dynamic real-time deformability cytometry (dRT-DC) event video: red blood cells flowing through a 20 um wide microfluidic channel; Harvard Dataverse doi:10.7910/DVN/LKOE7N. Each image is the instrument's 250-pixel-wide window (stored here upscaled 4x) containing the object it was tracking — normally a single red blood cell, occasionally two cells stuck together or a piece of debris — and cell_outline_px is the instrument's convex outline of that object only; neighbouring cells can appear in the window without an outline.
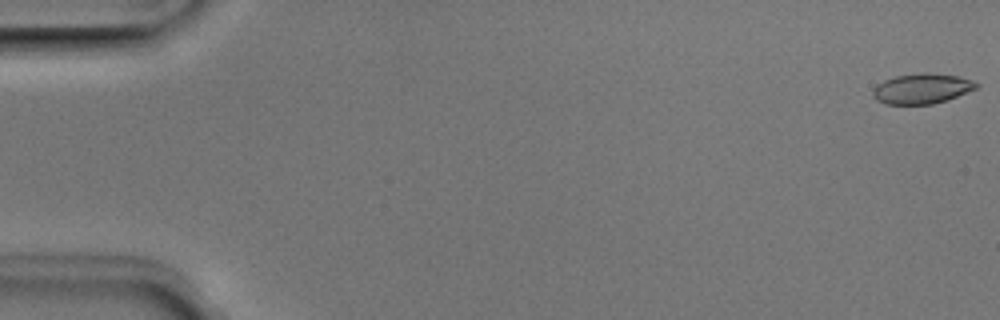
{"species": "Egyptian fruit bat (a non-hibernating species)", "species_latin": "Rousettus aegyptiacus", "temperature_condition": "room temperature", "stored_images_in_passage": 51, "camera_frame_rate_fps": 3000, "um_per_image_px": 0.085, "animal": {"sex": "male"}, "frame": {"image": 1, "passage_image": 1, "time_ms": 0.0, "image_size_px": [1000, 320], "cell_outline_px": [[980, 88], [948, 100], [932, 104], [884, 104], [876, 100], [872, 96], [872, 92], [884, 80], [896, 76], [920, 72], [928, 72], [960, 76], [972, 80], [980, 84]], "centroid_in_image_um": [78.44, 7.53], "position_along_channel_um": 6.6, "area_um2": 18.5}}
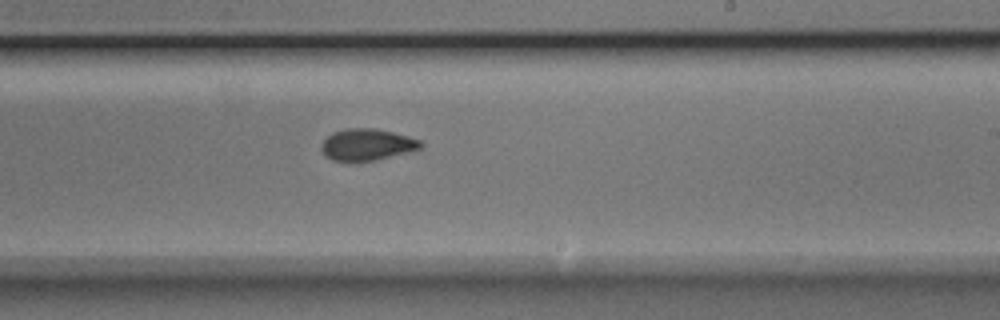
{"frame": {"image": 2, "passage_image": 31, "time_ms": 10.0, "image_size_px": [1000, 320], "cell_outline_px": [[424, 144], [416, 152], [376, 160], [348, 164], [332, 160], [324, 156], [320, 148], [320, 144], [332, 132], [344, 128], [376, 128], [392, 132], [420, 140]], "centroid_in_image_um": [31.18, 12.34], "position_along_channel_um": 257.8, "area_um2": 19.19}}
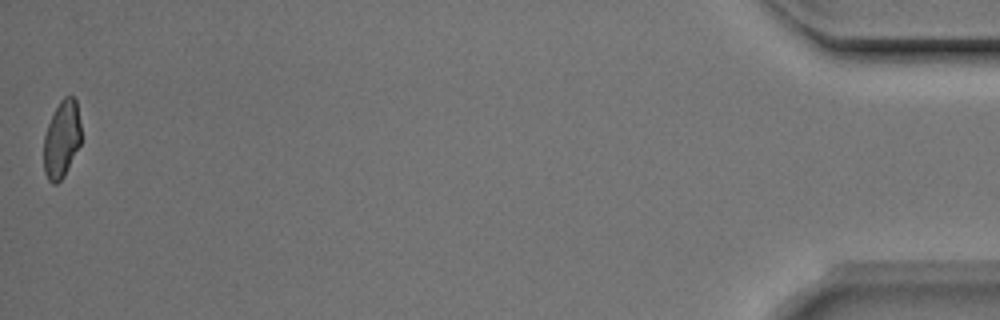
{"frame": {"image": 3, "passage_image": 51, "time_ms": 16.667, "image_size_px": [1000, 320], "cell_outline_px": [[80, 144], [64, 176], [56, 184], [52, 184], [48, 180], [44, 172], [44, 136], [48, 124], [60, 100], [64, 96], [72, 96], [76, 100], [80, 124]], "centroid_in_image_um": [5.23, 11.85], "position_along_channel_um": 430.0, "area_um2": 16.65}, "authors_computed_cell_mechanics": {"area_um2": 18.4382, "velocity_mm_per_s": 4.0056, "shape_relaxation_time_tau1_ms": 5.9166, "shape_relaxation_time_tau2_ms": 1.7312, "deformation_change_tau1": 0.1465, "deformation_change_tau2": 0.0567}}